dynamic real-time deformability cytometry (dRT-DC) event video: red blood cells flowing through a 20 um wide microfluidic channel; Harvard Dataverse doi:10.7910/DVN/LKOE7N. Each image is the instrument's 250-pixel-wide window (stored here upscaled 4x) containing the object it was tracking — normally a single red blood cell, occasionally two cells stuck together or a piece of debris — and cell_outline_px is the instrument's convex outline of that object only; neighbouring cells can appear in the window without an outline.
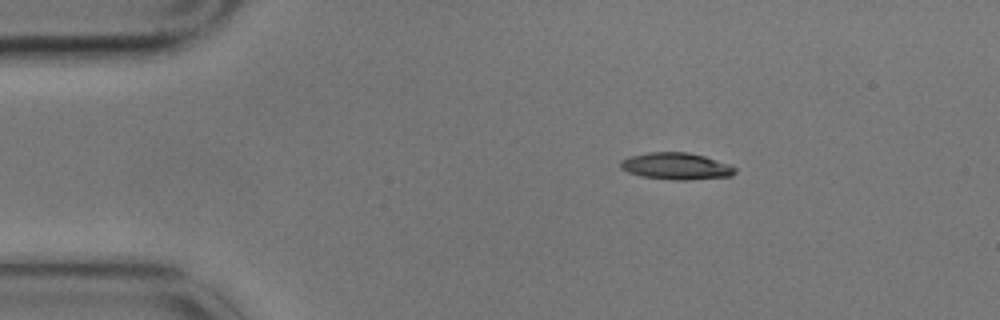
{"species": "common noctule bat (a hibernating species)", "species_latin": "Nyctalus noctula", "temperature_condition": "cold", "stored_images_in_passage": 3, "camera_frame_rate_fps": 3000, "um_per_image_px": 0.085, "animal": {"sex": "male", "body_mass_g": 17.9}, "frame": {"image": 1, "passage_image": 1, "time_ms": 0.0, "image_size_px": [1000, 320], "cell_outline_px": [[736, 172], [732, 176], [688, 180], [672, 180], [640, 176], [628, 172], [620, 168], [620, 160], [628, 156], [648, 152], [688, 152], [704, 156], [732, 164], [736, 168]], "centroid_in_image_um": [57.48, 14.12], "position_along_channel_um": 27.5, "area_um2": 18.21}}
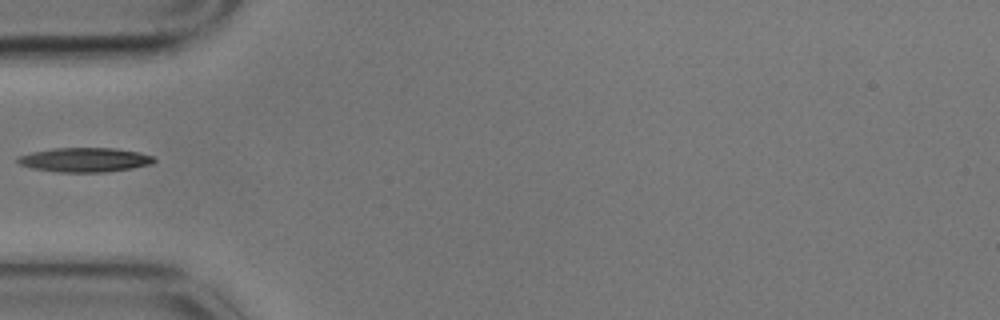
{"frame": {"image": 2, "passage_image": 3, "time_ms": 0.667, "image_size_px": [1000, 320], "cell_outline_px": [[156, 160], [152, 164], [132, 168], [108, 172], [56, 172], [32, 168], [20, 164], [16, 160], [16, 156], [32, 152], [52, 148], [116, 148], [136, 152], [152, 156]], "centroid_in_image_um": [7.17, 13.59], "position_along_channel_um": 77.8, "area_um2": 19.36}}